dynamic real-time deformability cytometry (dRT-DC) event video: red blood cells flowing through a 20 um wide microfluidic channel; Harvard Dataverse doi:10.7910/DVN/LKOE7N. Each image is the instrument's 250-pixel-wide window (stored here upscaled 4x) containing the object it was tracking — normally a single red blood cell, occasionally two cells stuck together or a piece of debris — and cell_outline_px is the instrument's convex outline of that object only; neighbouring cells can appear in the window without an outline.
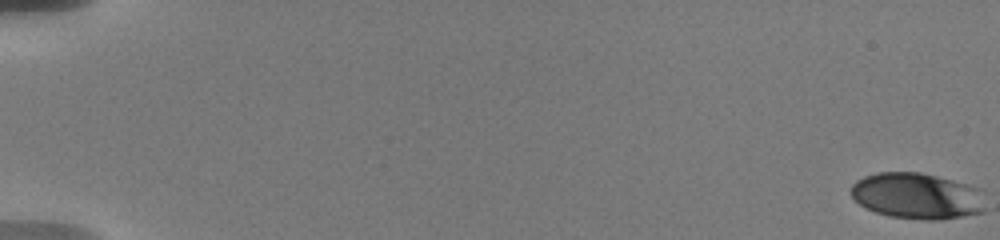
{"species": "human", "species_latin": "Homo sapiens", "temperature_condition": "warm", "stored_images_in_passage": 43, "camera_frame_rate_fps": 3000, "um_per_image_px": 0.085, "donor": {"sex": "male"}, "frame": {"image": 1, "passage_image": 1, "time_ms": 0.0, "image_size_px": [1000, 240], "cell_outline_px": [[984, 212], [964, 216], [940, 220], [920, 220], [888, 216], [876, 212], [860, 204], [852, 196], [852, 184], [856, 180], [864, 176], [880, 172], [920, 172], [952, 180], [976, 188], [984, 192]], "centroid_in_image_um": [77.97, 16.67], "position_along_channel_um": 7.0, "area_um2": 36.13}}
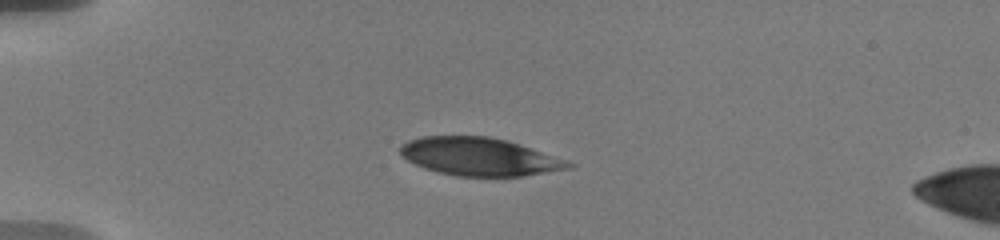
{"frame": {"image": 2, "passage_image": 32, "time_ms": 5.333, "image_size_px": [1000, 240], "cell_outline_px": [[576, 164], [572, 168], [524, 176], [456, 176], [424, 168], [400, 156], [400, 144], [408, 140], [424, 136], [488, 136], [508, 140]], "centroid_in_image_um": [40.72, 13.31], "position_along_channel_um": 44.3, "area_um2": 37.11}}
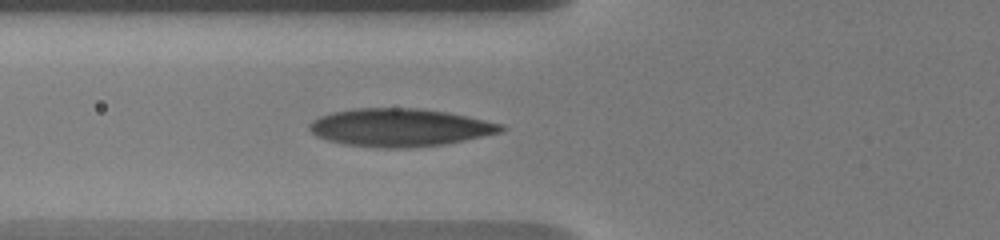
{"frame": {"image": 3, "passage_image": 42, "time_ms": 7.667, "image_size_px": [1000, 240], "cell_outline_px": [[504, 128], [500, 132], [464, 140], [444, 144], [408, 148], [388, 148], [344, 144], [328, 140], [316, 136], [308, 128], [308, 124], [312, 120], [320, 116], [332, 112], [352, 108], [420, 108], [448, 112], [504, 124]], "centroid_in_image_um": [33.95, 10.83], "position_along_channel_um": 91.8, "area_um2": 42.25}}